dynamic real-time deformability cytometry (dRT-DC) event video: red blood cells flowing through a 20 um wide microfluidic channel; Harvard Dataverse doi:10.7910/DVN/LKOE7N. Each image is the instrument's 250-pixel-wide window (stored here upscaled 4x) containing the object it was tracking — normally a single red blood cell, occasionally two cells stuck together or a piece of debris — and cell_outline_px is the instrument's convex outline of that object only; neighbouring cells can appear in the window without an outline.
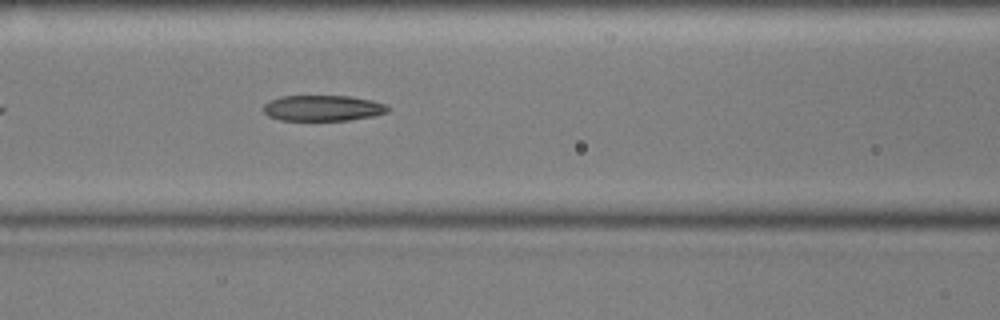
{"species": "common noctule bat (a hibernating species)", "species_latin": "Nyctalus noctula", "temperature_condition": "cold", "stored_images_in_passage": 39, "camera_frame_rate_fps": 3000, "um_per_image_px": 0.085, "animal": {"sex": "male", "body_mass_g": 17.9, "forearm_length_mm": 54.2}, "frame": {"image": 1, "passage_image": 7, "time_ms": 2.0, "image_size_px": [1000, 320], "cell_outline_px": [[388, 112], [372, 116], [348, 120], [280, 120], [268, 116], [264, 112], [264, 104], [268, 100], [284, 96], [348, 96], [372, 100], [388, 104]], "centroid_in_image_um": [27.44, 9.18], "position_along_channel_um": 139.2, "area_um2": 18.67}}
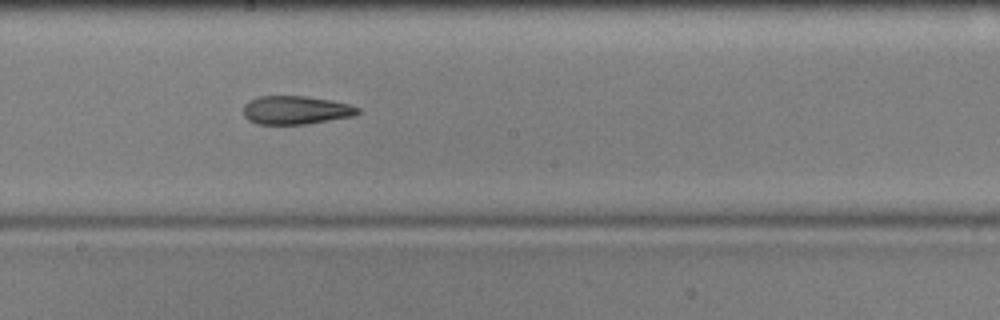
{"frame": {"image": 2, "passage_image": 14, "time_ms": 4.333, "image_size_px": [1000, 320], "cell_outline_px": [[360, 112], [356, 116], [308, 124], [256, 124], [248, 120], [244, 116], [244, 104], [248, 100], [256, 96], [304, 96], [332, 100], [348, 104], [360, 108]], "centroid_in_image_um": [25.15, 9.36], "position_along_channel_um": 223.1, "area_um2": 19.25}}
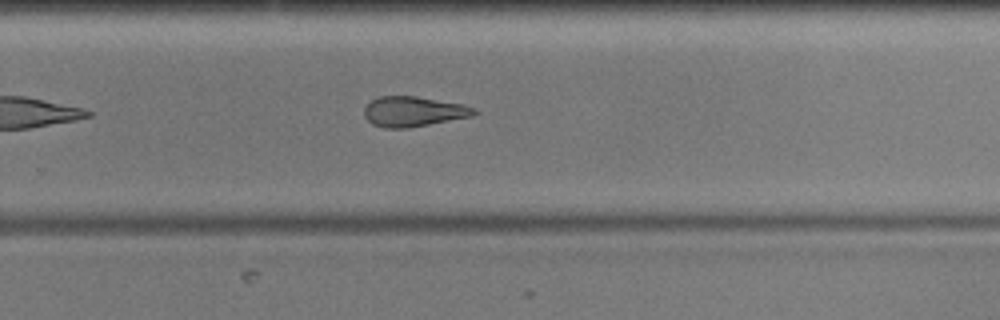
{"frame": {"image": 3, "passage_image": 20, "time_ms": 6.333, "image_size_px": [1000, 320], "cell_outline_px": [[480, 112], [472, 116], [408, 128], [384, 128], [372, 124], [364, 116], [364, 108], [372, 100], [380, 96], [416, 96], [464, 104], [476, 108]], "centroid_in_image_um": [35.17, 9.48], "position_along_channel_um": 294.6, "area_um2": 19.36}, "authors_computed_cell_mechanics": {"area_um2": 19.5942, "velocity_mm_per_s": 3.5956, "shape_relaxation_time_tau1_ms": null, "shape_relaxation_time_tau2_ms": 4.0222, "deformation_change_tau1": null, "deformation_change_tau2": 0.1526}}